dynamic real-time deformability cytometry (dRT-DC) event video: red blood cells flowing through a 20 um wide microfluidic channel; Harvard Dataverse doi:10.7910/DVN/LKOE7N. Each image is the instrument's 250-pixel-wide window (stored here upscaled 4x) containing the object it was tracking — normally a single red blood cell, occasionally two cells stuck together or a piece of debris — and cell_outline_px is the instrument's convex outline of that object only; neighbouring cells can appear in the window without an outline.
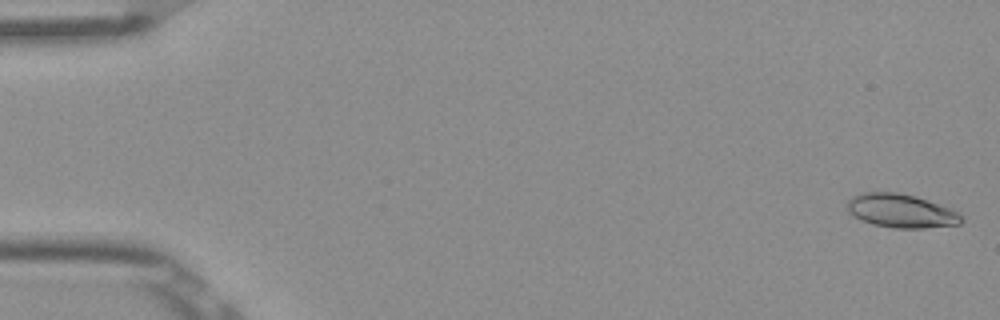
{"species": "Egyptian fruit bat (a non-hibernating species)", "species_latin": "Rousettus aegyptiacus", "temperature_condition": "room temperature", "stored_images_in_passage": 52, "camera_frame_rate_fps": 3000, "um_per_image_px": 0.085, "frame": {"image": 1, "passage_image": 1, "time_ms": 0.0, "image_size_px": [1000, 320], "cell_outline_px": [[964, 220], [960, 224], [924, 228], [892, 228], [872, 224], [860, 220], [848, 212], [848, 200], [852, 196], [864, 192], [896, 192], [916, 196], [960, 212], [964, 216]], "centroid_in_image_um": [76.61, 17.93], "position_along_channel_um": 8.4, "area_um2": 22.54}}
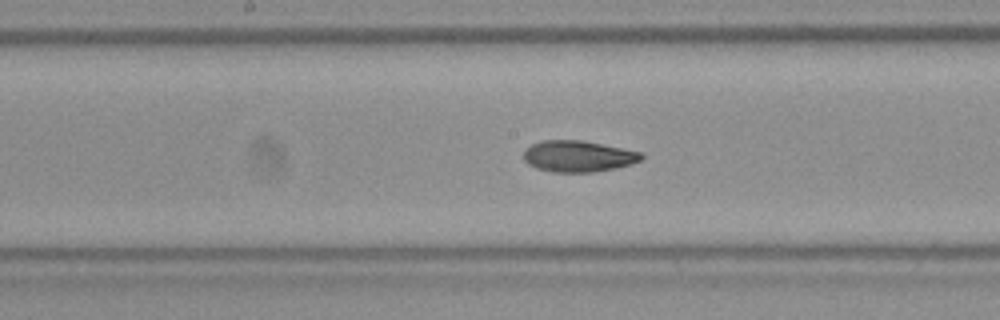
{"frame": {"image": 2, "passage_image": 27, "time_ms": 8.667, "image_size_px": [1000, 320], "cell_outline_px": [[644, 156], [640, 160], [632, 164], [616, 168], [592, 172], [552, 172], [536, 168], [528, 164], [524, 160], [524, 148], [540, 140], [580, 140], [644, 152]], "centroid_in_image_um": [49.14, 13.28], "position_along_channel_um": 199.1, "area_um2": 21.62}}
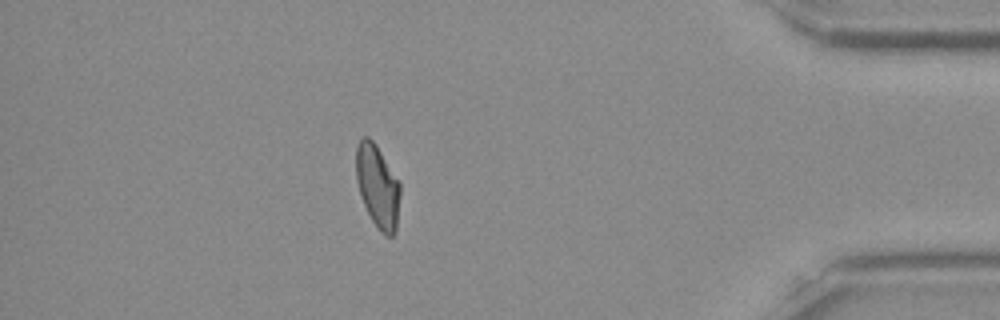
{"frame": {"image": 3, "passage_image": 46, "time_ms": 15.0, "image_size_px": [1000, 320], "cell_outline_px": [[400, 192], [396, 232], [392, 236], [384, 236], [380, 232], [372, 220], [364, 204], [356, 180], [356, 144], [364, 136], [368, 136], [376, 144], [400, 184]], "centroid_in_image_um": [32.09, 15.84], "position_along_channel_um": 403.1, "area_um2": 21.15}, "authors_computed_cell_mechanics": {"area_um2": 21.4438, "velocity_mm_per_s": 3.8972, "shape_relaxation_time_tau1_ms": 9.2417, "shape_relaxation_time_tau2_ms": 3.9952, "deformation_change_tau1": 0.2327, "deformation_change_tau2": 0.0788}}